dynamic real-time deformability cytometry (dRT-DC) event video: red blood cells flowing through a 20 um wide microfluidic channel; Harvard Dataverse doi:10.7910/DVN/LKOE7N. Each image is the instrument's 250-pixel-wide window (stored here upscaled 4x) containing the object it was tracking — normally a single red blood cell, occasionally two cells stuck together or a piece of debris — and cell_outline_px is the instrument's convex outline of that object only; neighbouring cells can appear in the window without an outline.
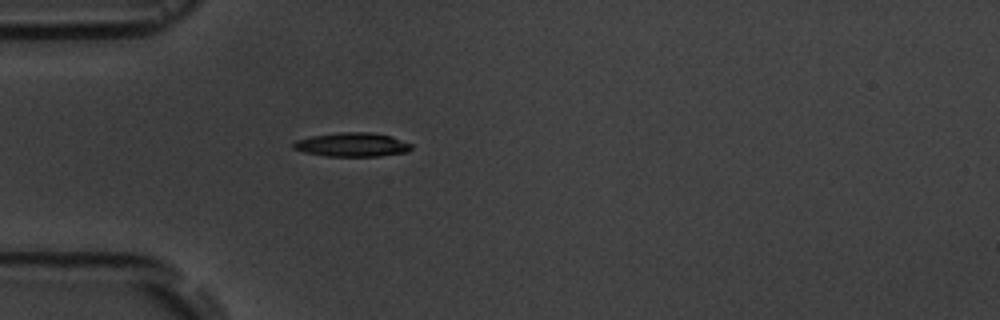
{"species": "common noctule bat (a hibernating species)", "species_latin": "Nyctalus noctula", "temperature_condition": "room temperature", "stored_images_in_passage": 4, "camera_frame_rate_fps": 3000, "um_per_image_px": 0.085, "animal": {"sex": "male", "body_mass_g": 19.5, "forearm_length_mm": 54.6}, "frame": {"image": 1, "passage_image": 4, "time_ms": 4.0, "image_size_px": [1000, 320], "cell_outline_px": [[412, 148], [408, 152], [380, 156], [324, 156], [304, 152], [292, 148], [292, 144], [296, 140], [312, 136], [340, 132], [372, 132], [392, 136], [412, 144]], "centroid_in_image_um": [29.95, 12.3], "position_along_channel_um": 55.1, "area_um2": 16.59}}